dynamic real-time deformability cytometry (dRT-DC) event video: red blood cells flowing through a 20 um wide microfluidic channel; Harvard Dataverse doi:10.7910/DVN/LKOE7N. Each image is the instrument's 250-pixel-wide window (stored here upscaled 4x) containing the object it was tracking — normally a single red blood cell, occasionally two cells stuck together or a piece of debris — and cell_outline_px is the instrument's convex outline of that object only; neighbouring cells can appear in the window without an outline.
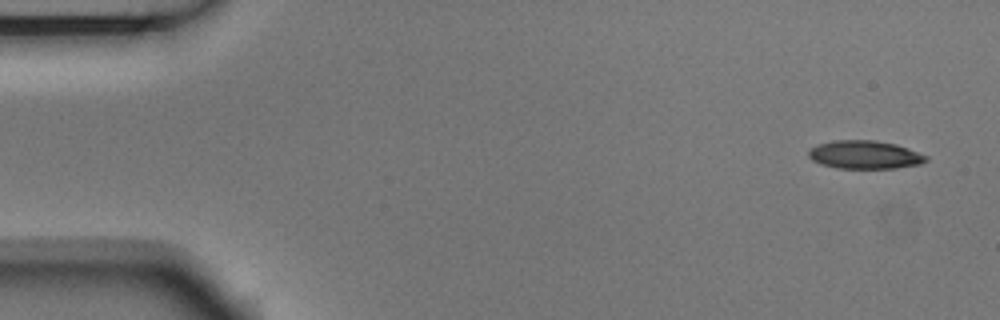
{"species": "Egyptian fruit bat (a non-hibernating species)", "species_latin": "Rousettus aegyptiacus", "temperature_condition": "room temperature", "stored_images_in_passage": 4, "camera_frame_rate_fps": 3000, "um_per_image_px": 0.085, "animal": {"sex": "male"}, "frame": {"image": 1, "passage_image": 1, "time_ms": 0.0, "image_size_px": [1000, 320], "cell_outline_px": [[928, 160], [920, 164], [896, 168], [836, 168], [820, 164], [812, 160], [808, 156], [808, 152], [816, 144], [832, 140], [876, 140], [896, 144], [908, 148], [928, 156]], "centroid_in_image_um": [73.49, 13.15], "position_along_channel_um": 11.5, "area_um2": 19.48}}
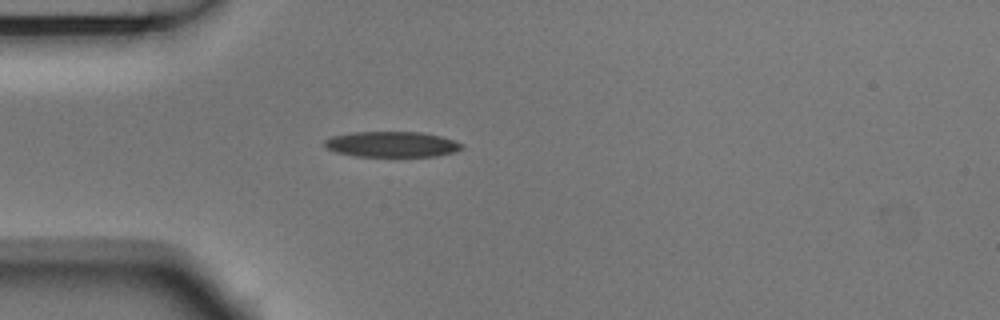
{"frame": {"image": 2, "passage_image": 4, "time_ms": 1.0, "image_size_px": [1000, 320], "cell_outline_px": [[464, 148], [456, 152], [436, 156], [356, 156], [336, 152], [328, 148], [324, 144], [324, 140], [332, 136], [352, 132], [424, 132], [440, 136], [464, 144]], "centroid_in_image_um": [33.34, 12.26], "position_along_channel_um": 51.7, "area_um2": 20.46}}